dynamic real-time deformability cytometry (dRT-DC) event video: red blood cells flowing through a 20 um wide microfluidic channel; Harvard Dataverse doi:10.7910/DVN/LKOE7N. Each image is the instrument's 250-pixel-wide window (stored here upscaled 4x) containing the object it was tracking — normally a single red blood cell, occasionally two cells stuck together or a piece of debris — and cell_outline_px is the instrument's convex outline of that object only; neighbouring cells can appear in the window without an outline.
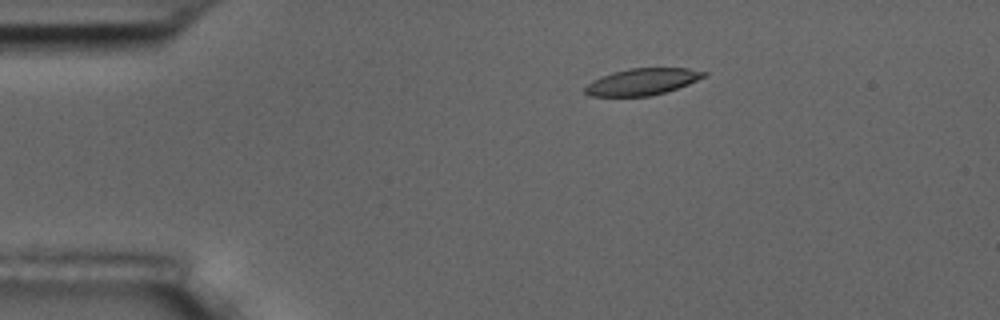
{"species": "common noctule bat (a hibernating species)", "species_latin": "Nyctalus noctula", "temperature_condition": "room temperature", "stored_images_in_passage": 9, "camera_frame_rate_fps": 3000, "um_per_image_px": 0.085, "animal": {"sex": "male", "body_mass_g": 17.5, "forearm_length_mm": 52.3}, "frame": {"image": 1, "passage_image": 1, "time_ms": 0.0, "image_size_px": [1000, 320], "cell_outline_px": [[708, 76], [688, 84], [664, 92], [648, 96], [588, 96], [584, 92], [584, 88], [592, 80], [600, 76], [612, 72], [628, 68], [688, 68], [708, 72]], "centroid_in_image_um": [54.58, 6.93], "position_along_channel_um": 30.4, "area_um2": 18.55}}
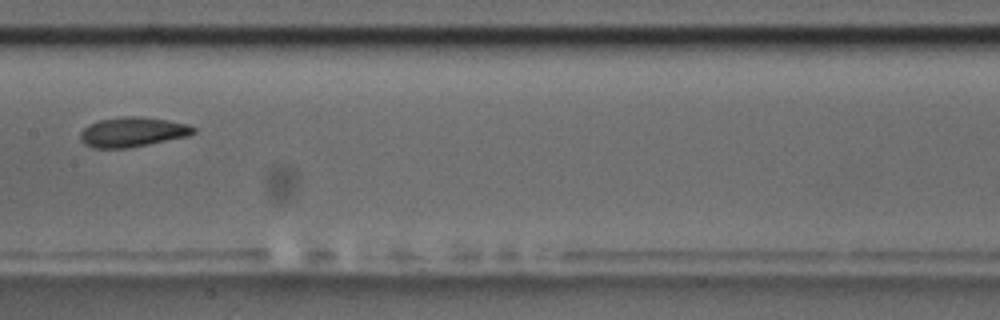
{"frame": {"image": 2, "passage_image": 6, "time_ms": 6.0, "image_size_px": [1000, 320], "cell_outline_px": [[196, 132], [188, 136], [128, 148], [92, 148], [84, 144], [80, 140], [80, 132], [88, 124], [100, 120], [124, 116], [140, 116], [168, 120], [188, 124], [196, 128]], "centroid_in_image_um": [11.25, 11.22], "position_along_channel_um": 196.1, "area_um2": 19.71}}
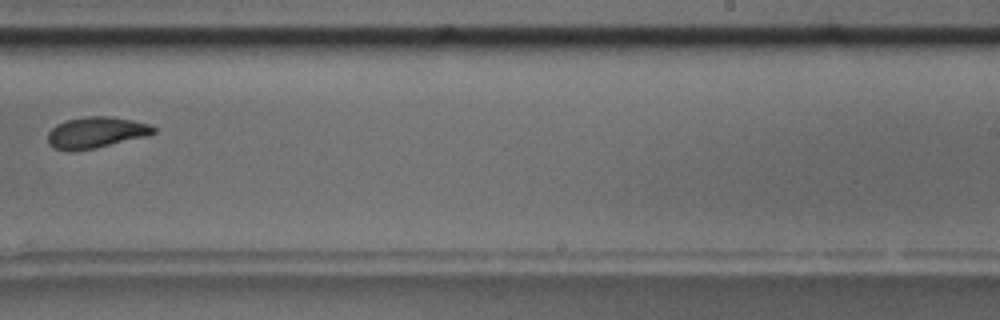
{"frame": {"image": 3, "passage_image": 8, "time_ms": 8.333, "image_size_px": [1000, 320], "cell_outline_px": [[156, 132], [144, 136], [96, 148], [72, 152], [68, 152], [52, 148], [48, 144], [48, 132], [56, 124], [64, 120], [84, 116], [112, 116], [132, 120], [148, 124], [156, 128]], "centroid_in_image_um": [8.08, 11.27], "position_along_channel_um": 280.9, "area_um2": 19.42}}